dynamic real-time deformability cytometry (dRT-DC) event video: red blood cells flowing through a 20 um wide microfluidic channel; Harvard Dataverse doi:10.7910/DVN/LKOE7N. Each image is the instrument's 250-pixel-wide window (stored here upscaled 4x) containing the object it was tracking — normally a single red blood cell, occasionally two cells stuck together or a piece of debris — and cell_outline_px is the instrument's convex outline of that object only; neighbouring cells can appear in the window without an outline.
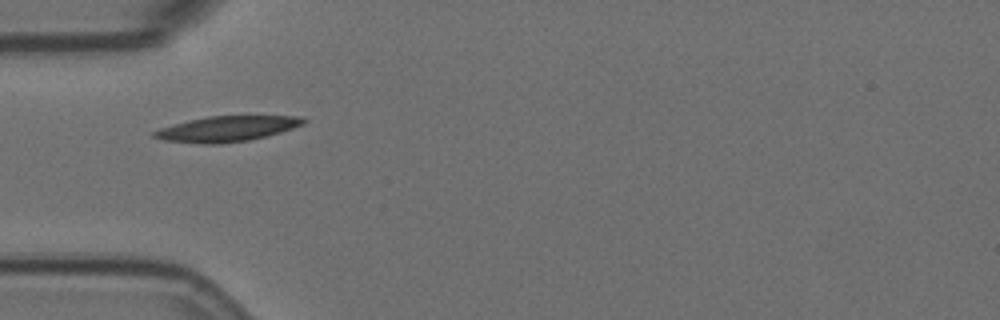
{"species": "Egyptian fruit bat (a non-hibernating species)", "species_latin": "Rousettus aegyptiacus", "temperature_condition": "room temperature", "stored_images_in_passage": 6, "camera_frame_rate_fps": 3000, "um_per_image_px": 0.085, "animal": {"sex": "female"}, "frame": {"image": 1, "passage_image": 1, "time_ms": 0.0, "image_size_px": [1000, 320], "cell_outline_px": [[308, 120], [304, 124], [280, 132], [248, 140], [220, 144], [204, 144], [164, 140], [152, 136], [152, 132], [160, 128], [188, 120], [208, 116], [304, 116]], "centroid_in_image_um": [19.3, 10.94], "position_along_channel_um": 65.7, "area_um2": 22.02}}
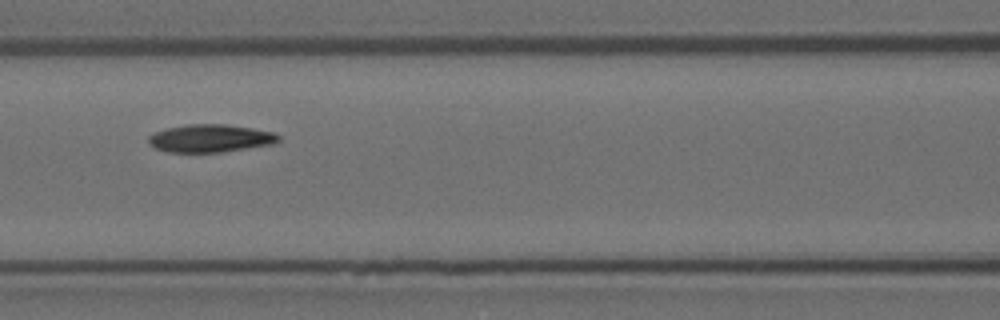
{"frame": {"image": 2, "passage_image": 3, "time_ms": 0.667, "image_size_px": [1000, 320], "cell_outline_px": [[280, 140], [272, 144], [224, 152], [168, 152], [156, 148], [148, 144], [148, 136], [156, 132], [168, 128], [188, 124], [228, 124], [252, 128], [272, 132], [280, 136]], "centroid_in_image_um": [17.88, 11.76], "position_along_channel_um": 148.7, "area_um2": 21.04}}
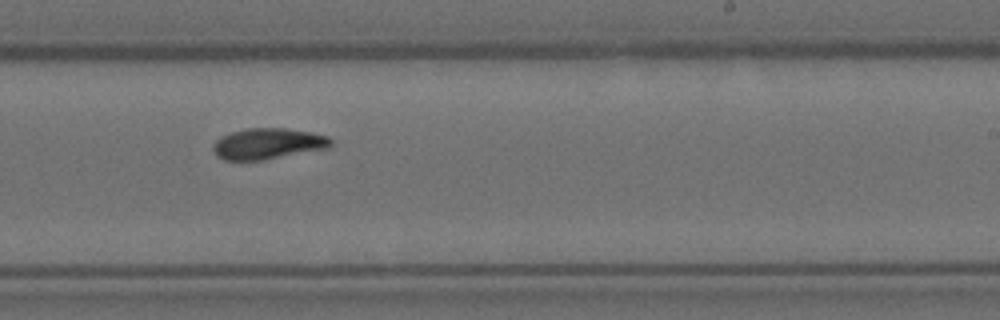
{"frame": {"image": 3, "passage_image": 6, "time_ms": 1.667, "image_size_px": [1000, 320], "cell_outline_px": [[332, 148], [264, 160], [224, 160], [216, 156], [212, 148], [212, 144], [220, 136], [232, 132], [248, 128], [284, 128], [312, 132], [328, 136], [332, 140]], "centroid_in_image_um": [22.8, 12.22], "position_along_channel_um": 266.2, "area_um2": 21.62}}